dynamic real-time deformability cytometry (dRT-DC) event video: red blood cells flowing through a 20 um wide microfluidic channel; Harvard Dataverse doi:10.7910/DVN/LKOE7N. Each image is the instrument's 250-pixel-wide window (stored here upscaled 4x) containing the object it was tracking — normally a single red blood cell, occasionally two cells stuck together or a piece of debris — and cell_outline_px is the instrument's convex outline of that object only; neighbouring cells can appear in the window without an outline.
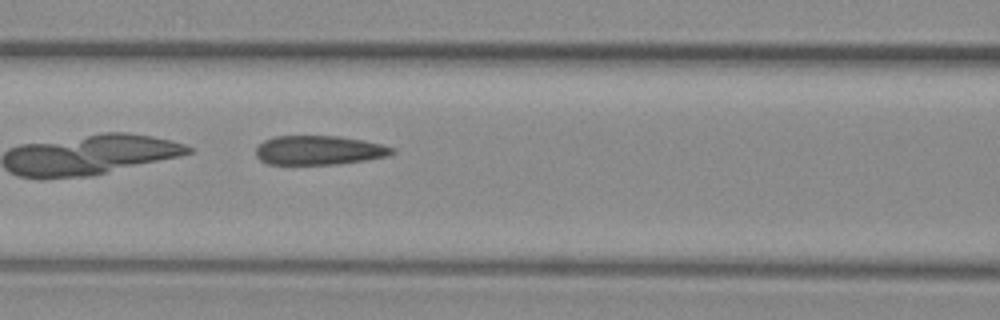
{"species": "common noctule bat (a hibernating species)", "species_latin": "Nyctalus noctula", "temperature_condition": "warm", "stored_images_in_passage": 35, "camera_frame_rate_fps": 3000, "um_per_image_px": 0.085, "animal": {"sex": "female", "body_mass_g": 29.2, "forearm_length_mm": 56.3}, "frame": {"image": 1, "passage_image": 6, "time_ms": 1.667, "image_size_px": [1000, 320], "cell_outline_px": [[396, 152], [388, 156], [340, 164], [268, 164], [260, 160], [256, 156], [256, 148], [264, 140], [276, 136], [340, 136], [380, 144], [396, 148]], "centroid_in_image_um": [27.12, 12.77], "position_along_channel_um": 139.5, "area_um2": 23.12}}
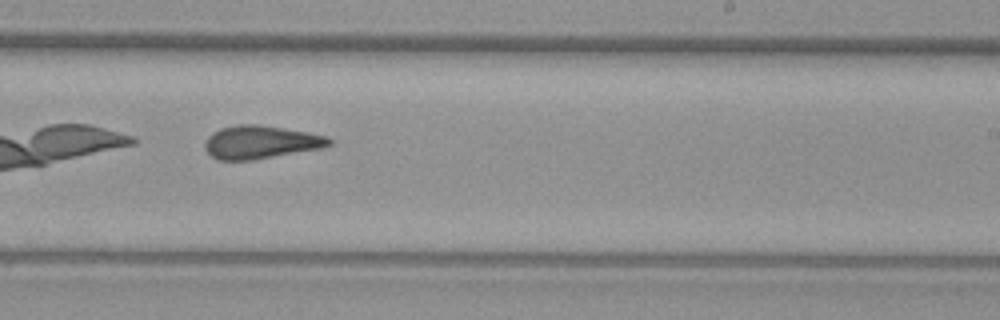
{"frame": {"image": 2, "passage_image": 16, "time_ms": 5.0, "image_size_px": [1000, 320], "cell_outline_px": [[332, 144], [320, 148], [252, 160], [216, 160], [204, 148], [204, 144], [208, 136], [212, 132], [220, 128], [236, 124], [256, 124], [308, 132], [328, 136], [332, 140]], "centroid_in_image_um": [22.12, 12.08], "position_along_channel_um": 266.9, "area_um2": 23.93}}